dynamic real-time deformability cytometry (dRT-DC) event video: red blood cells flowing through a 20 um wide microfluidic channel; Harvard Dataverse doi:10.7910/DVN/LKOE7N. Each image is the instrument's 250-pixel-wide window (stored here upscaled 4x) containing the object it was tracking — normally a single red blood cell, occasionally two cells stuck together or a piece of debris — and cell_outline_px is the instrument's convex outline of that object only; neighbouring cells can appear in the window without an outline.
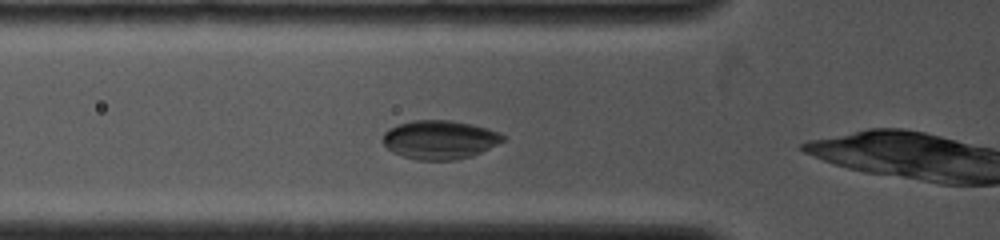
{"species": "common noctule bat (a hibernating species)", "species_latin": "Nyctalus noctula", "temperature_condition": "cold", "stored_images_in_passage": 5, "camera_frame_rate_fps": 4000, "um_per_image_px": 0.085, "animal": {"sex": "female", "body_mass_g": 19.0, "forearm_length_mm": 53.3}, "frame": {"image": 1, "passage_image": 3, "time_ms": 1.25, "image_size_px": [1000, 240], "cell_outline_px": [[508, 136], [504, 140], [472, 156], [456, 160], [420, 160], [404, 156], [392, 152], [384, 144], [384, 132], [388, 128], [396, 124], [412, 120], [452, 120], [472, 124], [488, 128], [500, 132]], "centroid_in_image_um": [37.39, 11.86], "position_along_channel_um": 88.4, "area_um2": 27.22}}
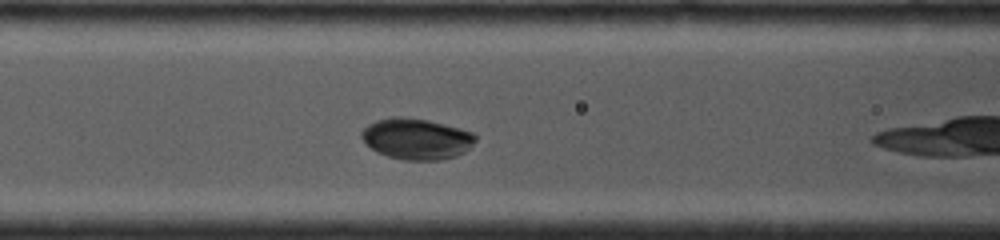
{"frame": {"image": 2, "passage_image": 5, "time_ms": 2.25, "image_size_px": [1000, 240], "cell_outline_px": [[476, 140], [464, 152], [456, 156], [440, 160], [404, 160], [388, 156], [376, 152], [360, 136], [360, 132], [368, 124], [376, 120], [396, 116], [400, 116], [428, 120], [460, 128], [472, 132], [476, 136]], "centroid_in_image_um": [35.39, 11.8], "position_along_channel_um": 131.2, "area_um2": 27.17}}